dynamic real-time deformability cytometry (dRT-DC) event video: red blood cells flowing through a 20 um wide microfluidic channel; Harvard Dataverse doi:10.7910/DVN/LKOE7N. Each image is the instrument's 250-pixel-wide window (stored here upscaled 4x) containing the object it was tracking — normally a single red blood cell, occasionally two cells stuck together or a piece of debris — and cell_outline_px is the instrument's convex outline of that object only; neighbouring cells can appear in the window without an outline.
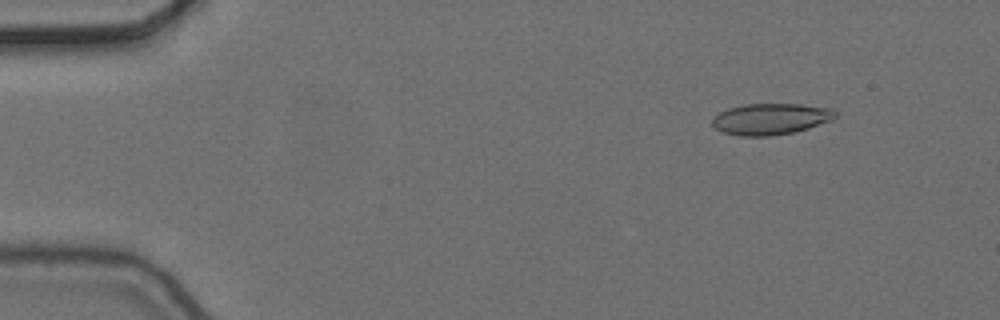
{"species": "common noctule bat (a hibernating species)", "species_latin": "Nyctalus noctula", "temperature_condition": "cold", "stored_images_in_passage": 5, "camera_frame_rate_fps": 3000, "um_per_image_px": 0.085, "animal": {"sex": "female", "body_mass_g": 24.6, "forearm_length_mm": 56.2}, "frame": {"image": 1, "passage_image": 2, "time_ms": 0.333, "image_size_px": [1000, 320], "cell_outline_px": [[836, 116], [832, 120], [808, 128], [792, 132], [772, 136], [740, 136], [724, 132], [716, 128], [712, 124], [712, 116], [728, 108], [744, 104], [800, 104], [832, 108], [836, 112]], "centroid_in_image_um": [65.5, 10.11], "position_along_channel_um": 19.5, "area_um2": 22.43}}